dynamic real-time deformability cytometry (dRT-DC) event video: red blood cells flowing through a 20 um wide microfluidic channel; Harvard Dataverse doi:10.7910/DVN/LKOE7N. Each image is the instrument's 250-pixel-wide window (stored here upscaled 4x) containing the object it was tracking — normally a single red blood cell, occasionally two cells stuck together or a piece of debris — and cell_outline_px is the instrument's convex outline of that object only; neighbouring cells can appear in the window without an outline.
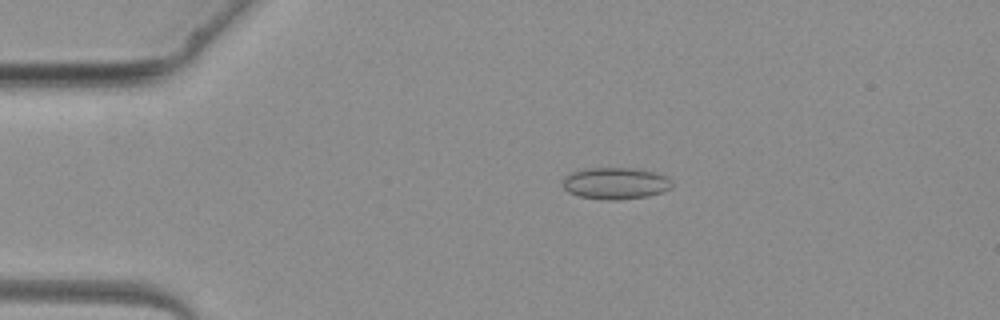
{"species": "common noctule bat (a hibernating species)", "species_latin": "Nyctalus noctula", "temperature_condition": "warm", "stored_images_in_passage": 2, "camera_frame_rate_fps": 3000, "um_per_image_px": 0.085, "animal": {"sex": "female", "body_mass_g": 19.3, "forearm_length_mm": 54.1}, "frame": {"image": 1, "passage_image": 1, "time_ms": 0.0, "image_size_px": [1000, 320], "cell_outline_px": [[672, 188], [648, 196], [620, 200], [604, 200], [580, 196], [568, 192], [564, 188], [564, 176], [572, 172], [584, 168], [632, 168], [656, 172], [668, 176], [672, 180]], "centroid_in_image_um": [52.34, 15.58], "position_along_channel_um": 32.7, "area_um2": 20.35}}